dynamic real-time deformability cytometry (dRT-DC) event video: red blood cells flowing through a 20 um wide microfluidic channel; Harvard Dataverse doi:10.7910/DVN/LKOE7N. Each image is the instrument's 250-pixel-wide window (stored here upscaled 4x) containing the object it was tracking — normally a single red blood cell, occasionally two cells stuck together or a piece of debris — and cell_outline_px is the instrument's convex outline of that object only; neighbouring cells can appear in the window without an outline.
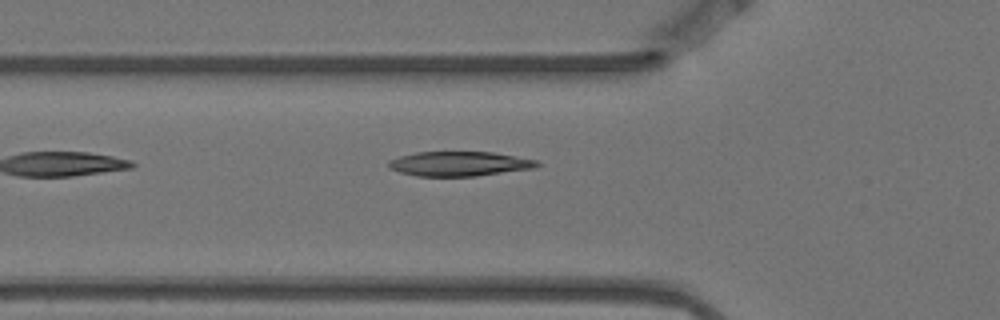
{"species": "Egyptian fruit bat (a non-hibernating species)", "species_latin": "Rousettus aegyptiacus", "temperature_condition": "warm", "stored_images_in_passage": 5, "camera_frame_rate_fps": 3000, "um_per_image_px": 0.085, "animal": {"sex": "female"}, "frame": {"image": 1, "passage_image": 5, "time_ms": 1.333, "image_size_px": [1000, 320], "cell_outline_px": [[540, 164], [536, 168], [476, 176], [416, 176], [400, 172], [388, 168], [388, 160], [400, 156], [416, 152], [492, 152], [536, 160]], "centroid_in_image_um": [39.02, 13.92], "position_along_channel_um": 86.8, "area_um2": 21.27}}